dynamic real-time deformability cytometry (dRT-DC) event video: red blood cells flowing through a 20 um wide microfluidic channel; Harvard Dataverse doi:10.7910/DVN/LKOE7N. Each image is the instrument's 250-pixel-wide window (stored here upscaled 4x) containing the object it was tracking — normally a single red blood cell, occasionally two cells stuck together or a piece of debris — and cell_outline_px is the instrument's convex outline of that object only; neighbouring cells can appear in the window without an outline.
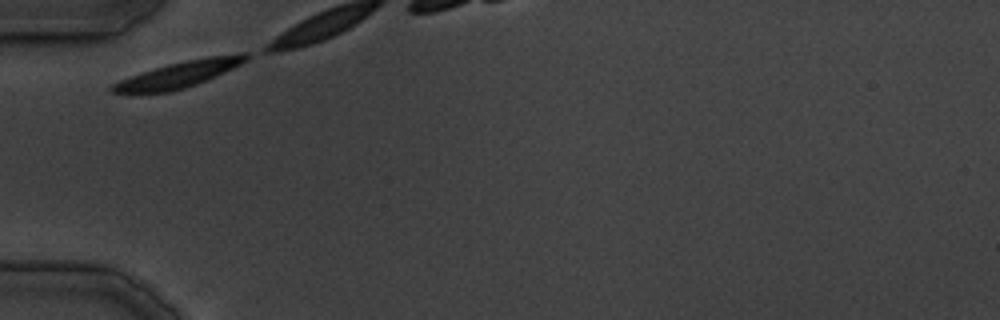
{"species": "common noctule bat (a hibernating species)", "species_latin": "Nyctalus noctula", "temperature_condition": "cold", "stored_images_in_passage": 4, "camera_frame_rate_fps": 3000, "um_per_image_px": 0.085, "animal": {"sex": "male", "body_mass_g": 19.5, "forearm_length_mm": 54.6}, "frame": {"image": 1, "passage_image": 1, "time_ms": 0.0, "image_size_px": [1000, 320], "cell_outline_px": [[248, 60], [224, 72], [196, 84], [184, 88], [168, 92], [108, 92], [108, 88], [112, 84], [120, 80], [168, 64], [208, 56], [240, 52], [248, 52]], "centroid_in_image_um": [15.26, 6.3], "position_along_channel_um": 69.7, "area_um2": 19.94}}